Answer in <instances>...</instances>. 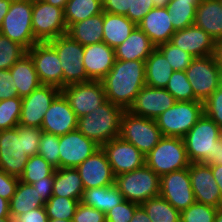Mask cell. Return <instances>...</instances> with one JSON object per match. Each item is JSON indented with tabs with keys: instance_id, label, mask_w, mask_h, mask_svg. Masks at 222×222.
Instances as JSON below:
<instances>
[{
	"instance_id": "cell-1",
	"label": "cell",
	"mask_w": 222,
	"mask_h": 222,
	"mask_svg": "<svg viewBox=\"0 0 222 222\" xmlns=\"http://www.w3.org/2000/svg\"><path fill=\"white\" fill-rule=\"evenodd\" d=\"M42 129L17 125L0 131V169L20 177L29 157L38 154Z\"/></svg>"
},
{
	"instance_id": "cell-2",
	"label": "cell",
	"mask_w": 222,
	"mask_h": 222,
	"mask_svg": "<svg viewBox=\"0 0 222 222\" xmlns=\"http://www.w3.org/2000/svg\"><path fill=\"white\" fill-rule=\"evenodd\" d=\"M101 82L107 100L128 111L137 94L146 85L145 61L115 60L112 69Z\"/></svg>"
},
{
	"instance_id": "cell-3",
	"label": "cell",
	"mask_w": 222,
	"mask_h": 222,
	"mask_svg": "<svg viewBox=\"0 0 222 222\" xmlns=\"http://www.w3.org/2000/svg\"><path fill=\"white\" fill-rule=\"evenodd\" d=\"M124 110L106 101L87 115L78 118L77 129L99 146L120 136L121 116Z\"/></svg>"
},
{
	"instance_id": "cell-4",
	"label": "cell",
	"mask_w": 222,
	"mask_h": 222,
	"mask_svg": "<svg viewBox=\"0 0 222 222\" xmlns=\"http://www.w3.org/2000/svg\"><path fill=\"white\" fill-rule=\"evenodd\" d=\"M145 164L158 176L188 168L190 161L183 138L163 136L145 155Z\"/></svg>"
},
{
	"instance_id": "cell-5",
	"label": "cell",
	"mask_w": 222,
	"mask_h": 222,
	"mask_svg": "<svg viewBox=\"0 0 222 222\" xmlns=\"http://www.w3.org/2000/svg\"><path fill=\"white\" fill-rule=\"evenodd\" d=\"M204 114L201 101H176L156 119L163 136L183 138Z\"/></svg>"
},
{
	"instance_id": "cell-6",
	"label": "cell",
	"mask_w": 222,
	"mask_h": 222,
	"mask_svg": "<svg viewBox=\"0 0 222 222\" xmlns=\"http://www.w3.org/2000/svg\"><path fill=\"white\" fill-rule=\"evenodd\" d=\"M115 185L124 200L142 204L160 195V176L146 164L131 172L115 177Z\"/></svg>"
},
{
	"instance_id": "cell-7",
	"label": "cell",
	"mask_w": 222,
	"mask_h": 222,
	"mask_svg": "<svg viewBox=\"0 0 222 222\" xmlns=\"http://www.w3.org/2000/svg\"><path fill=\"white\" fill-rule=\"evenodd\" d=\"M222 129L205 114L183 137L190 163H205L214 153Z\"/></svg>"
},
{
	"instance_id": "cell-8",
	"label": "cell",
	"mask_w": 222,
	"mask_h": 222,
	"mask_svg": "<svg viewBox=\"0 0 222 222\" xmlns=\"http://www.w3.org/2000/svg\"><path fill=\"white\" fill-rule=\"evenodd\" d=\"M33 0H12L0 34L20 44L27 51L37 43L32 30Z\"/></svg>"
},
{
	"instance_id": "cell-9",
	"label": "cell",
	"mask_w": 222,
	"mask_h": 222,
	"mask_svg": "<svg viewBox=\"0 0 222 222\" xmlns=\"http://www.w3.org/2000/svg\"><path fill=\"white\" fill-rule=\"evenodd\" d=\"M120 137L146 155L158 144L163 135L154 119L124 111L121 116Z\"/></svg>"
},
{
	"instance_id": "cell-10",
	"label": "cell",
	"mask_w": 222,
	"mask_h": 222,
	"mask_svg": "<svg viewBox=\"0 0 222 222\" xmlns=\"http://www.w3.org/2000/svg\"><path fill=\"white\" fill-rule=\"evenodd\" d=\"M55 48L63 69V88L74 83L91 81L83 65L84 46L67 33L49 41Z\"/></svg>"
},
{
	"instance_id": "cell-11",
	"label": "cell",
	"mask_w": 222,
	"mask_h": 222,
	"mask_svg": "<svg viewBox=\"0 0 222 222\" xmlns=\"http://www.w3.org/2000/svg\"><path fill=\"white\" fill-rule=\"evenodd\" d=\"M194 101L204 102L222 85V72L212 55L194 58L185 70Z\"/></svg>"
},
{
	"instance_id": "cell-12",
	"label": "cell",
	"mask_w": 222,
	"mask_h": 222,
	"mask_svg": "<svg viewBox=\"0 0 222 222\" xmlns=\"http://www.w3.org/2000/svg\"><path fill=\"white\" fill-rule=\"evenodd\" d=\"M32 30L37 42H49L67 33L64 10L44 0H33Z\"/></svg>"
},
{
	"instance_id": "cell-13",
	"label": "cell",
	"mask_w": 222,
	"mask_h": 222,
	"mask_svg": "<svg viewBox=\"0 0 222 222\" xmlns=\"http://www.w3.org/2000/svg\"><path fill=\"white\" fill-rule=\"evenodd\" d=\"M76 117L89 114L107 101L101 81L74 83L61 89Z\"/></svg>"
},
{
	"instance_id": "cell-14",
	"label": "cell",
	"mask_w": 222,
	"mask_h": 222,
	"mask_svg": "<svg viewBox=\"0 0 222 222\" xmlns=\"http://www.w3.org/2000/svg\"><path fill=\"white\" fill-rule=\"evenodd\" d=\"M42 85L63 88V69L55 48L49 42H37L28 51Z\"/></svg>"
},
{
	"instance_id": "cell-15",
	"label": "cell",
	"mask_w": 222,
	"mask_h": 222,
	"mask_svg": "<svg viewBox=\"0 0 222 222\" xmlns=\"http://www.w3.org/2000/svg\"><path fill=\"white\" fill-rule=\"evenodd\" d=\"M160 196L180 212L195 203L189 167L162 175L160 177Z\"/></svg>"
},
{
	"instance_id": "cell-16",
	"label": "cell",
	"mask_w": 222,
	"mask_h": 222,
	"mask_svg": "<svg viewBox=\"0 0 222 222\" xmlns=\"http://www.w3.org/2000/svg\"><path fill=\"white\" fill-rule=\"evenodd\" d=\"M60 93L61 89L58 87L41 85L30 95L22 97L19 125L41 128L44 114Z\"/></svg>"
},
{
	"instance_id": "cell-17",
	"label": "cell",
	"mask_w": 222,
	"mask_h": 222,
	"mask_svg": "<svg viewBox=\"0 0 222 222\" xmlns=\"http://www.w3.org/2000/svg\"><path fill=\"white\" fill-rule=\"evenodd\" d=\"M100 147L78 129L59 136V168H76Z\"/></svg>"
},
{
	"instance_id": "cell-18",
	"label": "cell",
	"mask_w": 222,
	"mask_h": 222,
	"mask_svg": "<svg viewBox=\"0 0 222 222\" xmlns=\"http://www.w3.org/2000/svg\"><path fill=\"white\" fill-rule=\"evenodd\" d=\"M114 176L131 172L145 165V155L120 136L101 146Z\"/></svg>"
},
{
	"instance_id": "cell-19",
	"label": "cell",
	"mask_w": 222,
	"mask_h": 222,
	"mask_svg": "<svg viewBox=\"0 0 222 222\" xmlns=\"http://www.w3.org/2000/svg\"><path fill=\"white\" fill-rule=\"evenodd\" d=\"M189 175L196 202L216 208L222 207L220 188L216 183L210 165L190 163Z\"/></svg>"
},
{
	"instance_id": "cell-20",
	"label": "cell",
	"mask_w": 222,
	"mask_h": 222,
	"mask_svg": "<svg viewBox=\"0 0 222 222\" xmlns=\"http://www.w3.org/2000/svg\"><path fill=\"white\" fill-rule=\"evenodd\" d=\"M175 102L174 97L165 88H153L145 85L137 94L128 111L133 115L155 120Z\"/></svg>"
},
{
	"instance_id": "cell-21",
	"label": "cell",
	"mask_w": 222,
	"mask_h": 222,
	"mask_svg": "<svg viewBox=\"0 0 222 222\" xmlns=\"http://www.w3.org/2000/svg\"><path fill=\"white\" fill-rule=\"evenodd\" d=\"M76 170L81 177L84 189L115 184V176L111 165L101 147L77 166Z\"/></svg>"
},
{
	"instance_id": "cell-22",
	"label": "cell",
	"mask_w": 222,
	"mask_h": 222,
	"mask_svg": "<svg viewBox=\"0 0 222 222\" xmlns=\"http://www.w3.org/2000/svg\"><path fill=\"white\" fill-rule=\"evenodd\" d=\"M78 118L65 96L60 93L44 114L41 129L57 136L77 129Z\"/></svg>"
},
{
	"instance_id": "cell-23",
	"label": "cell",
	"mask_w": 222,
	"mask_h": 222,
	"mask_svg": "<svg viewBox=\"0 0 222 222\" xmlns=\"http://www.w3.org/2000/svg\"><path fill=\"white\" fill-rule=\"evenodd\" d=\"M170 42L194 58L212 55L215 44V40L195 24L175 31Z\"/></svg>"
},
{
	"instance_id": "cell-24",
	"label": "cell",
	"mask_w": 222,
	"mask_h": 222,
	"mask_svg": "<svg viewBox=\"0 0 222 222\" xmlns=\"http://www.w3.org/2000/svg\"><path fill=\"white\" fill-rule=\"evenodd\" d=\"M115 50L105 42L84 46L83 65L87 77L92 81H101L115 63Z\"/></svg>"
},
{
	"instance_id": "cell-25",
	"label": "cell",
	"mask_w": 222,
	"mask_h": 222,
	"mask_svg": "<svg viewBox=\"0 0 222 222\" xmlns=\"http://www.w3.org/2000/svg\"><path fill=\"white\" fill-rule=\"evenodd\" d=\"M137 26L150 38L156 47L170 42L175 33L171 13H169L167 7L151 9Z\"/></svg>"
},
{
	"instance_id": "cell-26",
	"label": "cell",
	"mask_w": 222,
	"mask_h": 222,
	"mask_svg": "<svg viewBox=\"0 0 222 222\" xmlns=\"http://www.w3.org/2000/svg\"><path fill=\"white\" fill-rule=\"evenodd\" d=\"M156 49L150 38L136 26L124 42L114 48L116 60L145 61Z\"/></svg>"
},
{
	"instance_id": "cell-27",
	"label": "cell",
	"mask_w": 222,
	"mask_h": 222,
	"mask_svg": "<svg viewBox=\"0 0 222 222\" xmlns=\"http://www.w3.org/2000/svg\"><path fill=\"white\" fill-rule=\"evenodd\" d=\"M194 24L214 40L222 38V2L221 0H201L197 6Z\"/></svg>"
},
{
	"instance_id": "cell-28",
	"label": "cell",
	"mask_w": 222,
	"mask_h": 222,
	"mask_svg": "<svg viewBox=\"0 0 222 222\" xmlns=\"http://www.w3.org/2000/svg\"><path fill=\"white\" fill-rule=\"evenodd\" d=\"M10 71L19 97L30 95L42 85L34 68L33 61L28 54H25L18 60L10 68Z\"/></svg>"
},
{
	"instance_id": "cell-29",
	"label": "cell",
	"mask_w": 222,
	"mask_h": 222,
	"mask_svg": "<svg viewBox=\"0 0 222 222\" xmlns=\"http://www.w3.org/2000/svg\"><path fill=\"white\" fill-rule=\"evenodd\" d=\"M136 26L126 16L103 12V42L115 48L126 40Z\"/></svg>"
},
{
	"instance_id": "cell-30",
	"label": "cell",
	"mask_w": 222,
	"mask_h": 222,
	"mask_svg": "<svg viewBox=\"0 0 222 222\" xmlns=\"http://www.w3.org/2000/svg\"><path fill=\"white\" fill-rule=\"evenodd\" d=\"M122 201H124L122 193L113 184L111 186L85 189L80 202L85 206L93 207L106 213Z\"/></svg>"
},
{
	"instance_id": "cell-31",
	"label": "cell",
	"mask_w": 222,
	"mask_h": 222,
	"mask_svg": "<svg viewBox=\"0 0 222 222\" xmlns=\"http://www.w3.org/2000/svg\"><path fill=\"white\" fill-rule=\"evenodd\" d=\"M84 190L76 168L55 169L52 195L81 201Z\"/></svg>"
},
{
	"instance_id": "cell-32",
	"label": "cell",
	"mask_w": 222,
	"mask_h": 222,
	"mask_svg": "<svg viewBox=\"0 0 222 222\" xmlns=\"http://www.w3.org/2000/svg\"><path fill=\"white\" fill-rule=\"evenodd\" d=\"M173 68L165 56L156 48L145 60L146 85L153 88H165Z\"/></svg>"
},
{
	"instance_id": "cell-33",
	"label": "cell",
	"mask_w": 222,
	"mask_h": 222,
	"mask_svg": "<svg viewBox=\"0 0 222 222\" xmlns=\"http://www.w3.org/2000/svg\"><path fill=\"white\" fill-rule=\"evenodd\" d=\"M67 34L82 46L103 42V12L73 23Z\"/></svg>"
},
{
	"instance_id": "cell-34",
	"label": "cell",
	"mask_w": 222,
	"mask_h": 222,
	"mask_svg": "<svg viewBox=\"0 0 222 222\" xmlns=\"http://www.w3.org/2000/svg\"><path fill=\"white\" fill-rule=\"evenodd\" d=\"M44 206L45 202L35 190V187L19 181L15 194L9 201L10 216L14 218L27 211Z\"/></svg>"
},
{
	"instance_id": "cell-35",
	"label": "cell",
	"mask_w": 222,
	"mask_h": 222,
	"mask_svg": "<svg viewBox=\"0 0 222 222\" xmlns=\"http://www.w3.org/2000/svg\"><path fill=\"white\" fill-rule=\"evenodd\" d=\"M102 12V0H68L64 8V19L67 28H69L73 23L83 21Z\"/></svg>"
},
{
	"instance_id": "cell-36",
	"label": "cell",
	"mask_w": 222,
	"mask_h": 222,
	"mask_svg": "<svg viewBox=\"0 0 222 222\" xmlns=\"http://www.w3.org/2000/svg\"><path fill=\"white\" fill-rule=\"evenodd\" d=\"M201 1L170 0L168 10L171 13L173 28L182 30L194 24L197 6Z\"/></svg>"
},
{
	"instance_id": "cell-37",
	"label": "cell",
	"mask_w": 222,
	"mask_h": 222,
	"mask_svg": "<svg viewBox=\"0 0 222 222\" xmlns=\"http://www.w3.org/2000/svg\"><path fill=\"white\" fill-rule=\"evenodd\" d=\"M141 205L153 222H180V211L176 210L160 195L143 202Z\"/></svg>"
},
{
	"instance_id": "cell-38",
	"label": "cell",
	"mask_w": 222,
	"mask_h": 222,
	"mask_svg": "<svg viewBox=\"0 0 222 222\" xmlns=\"http://www.w3.org/2000/svg\"><path fill=\"white\" fill-rule=\"evenodd\" d=\"M54 171L55 168L51 164L36 154L29 157L19 181L32 185L36 181L45 180V177H49Z\"/></svg>"
},
{
	"instance_id": "cell-39",
	"label": "cell",
	"mask_w": 222,
	"mask_h": 222,
	"mask_svg": "<svg viewBox=\"0 0 222 222\" xmlns=\"http://www.w3.org/2000/svg\"><path fill=\"white\" fill-rule=\"evenodd\" d=\"M79 203L77 199L52 195L44 207L49 219L72 220Z\"/></svg>"
},
{
	"instance_id": "cell-40",
	"label": "cell",
	"mask_w": 222,
	"mask_h": 222,
	"mask_svg": "<svg viewBox=\"0 0 222 222\" xmlns=\"http://www.w3.org/2000/svg\"><path fill=\"white\" fill-rule=\"evenodd\" d=\"M22 97L0 100V131L11 129L19 124Z\"/></svg>"
},
{
	"instance_id": "cell-41",
	"label": "cell",
	"mask_w": 222,
	"mask_h": 222,
	"mask_svg": "<svg viewBox=\"0 0 222 222\" xmlns=\"http://www.w3.org/2000/svg\"><path fill=\"white\" fill-rule=\"evenodd\" d=\"M165 89L176 101H194V92L185 71H174Z\"/></svg>"
},
{
	"instance_id": "cell-42",
	"label": "cell",
	"mask_w": 222,
	"mask_h": 222,
	"mask_svg": "<svg viewBox=\"0 0 222 222\" xmlns=\"http://www.w3.org/2000/svg\"><path fill=\"white\" fill-rule=\"evenodd\" d=\"M25 54L23 46L0 34V69H10Z\"/></svg>"
},
{
	"instance_id": "cell-43",
	"label": "cell",
	"mask_w": 222,
	"mask_h": 222,
	"mask_svg": "<svg viewBox=\"0 0 222 222\" xmlns=\"http://www.w3.org/2000/svg\"><path fill=\"white\" fill-rule=\"evenodd\" d=\"M156 48L165 56L174 71H185L194 59L192 55L171 42L160 44Z\"/></svg>"
},
{
	"instance_id": "cell-44",
	"label": "cell",
	"mask_w": 222,
	"mask_h": 222,
	"mask_svg": "<svg viewBox=\"0 0 222 222\" xmlns=\"http://www.w3.org/2000/svg\"><path fill=\"white\" fill-rule=\"evenodd\" d=\"M218 208L195 202L180 212V222H215Z\"/></svg>"
},
{
	"instance_id": "cell-45",
	"label": "cell",
	"mask_w": 222,
	"mask_h": 222,
	"mask_svg": "<svg viewBox=\"0 0 222 222\" xmlns=\"http://www.w3.org/2000/svg\"><path fill=\"white\" fill-rule=\"evenodd\" d=\"M38 154L41 155L55 169H59V136L42 132Z\"/></svg>"
},
{
	"instance_id": "cell-46",
	"label": "cell",
	"mask_w": 222,
	"mask_h": 222,
	"mask_svg": "<svg viewBox=\"0 0 222 222\" xmlns=\"http://www.w3.org/2000/svg\"><path fill=\"white\" fill-rule=\"evenodd\" d=\"M203 103L204 114L222 129V85Z\"/></svg>"
},
{
	"instance_id": "cell-47",
	"label": "cell",
	"mask_w": 222,
	"mask_h": 222,
	"mask_svg": "<svg viewBox=\"0 0 222 222\" xmlns=\"http://www.w3.org/2000/svg\"><path fill=\"white\" fill-rule=\"evenodd\" d=\"M140 204L128 200L122 201L105 213L106 222H130L133 218L135 209Z\"/></svg>"
},
{
	"instance_id": "cell-48",
	"label": "cell",
	"mask_w": 222,
	"mask_h": 222,
	"mask_svg": "<svg viewBox=\"0 0 222 222\" xmlns=\"http://www.w3.org/2000/svg\"><path fill=\"white\" fill-rule=\"evenodd\" d=\"M72 222H106L105 213L82 204L77 205Z\"/></svg>"
},
{
	"instance_id": "cell-49",
	"label": "cell",
	"mask_w": 222,
	"mask_h": 222,
	"mask_svg": "<svg viewBox=\"0 0 222 222\" xmlns=\"http://www.w3.org/2000/svg\"><path fill=\"white\" fill-rule=\"evenodd\" d=\"M18 96V91L10 69H0V100Z\"/></svg>"
},
{
	"instance_id": "cell-50",
	"label": "cell",
	"mask_w": 222,
	"mask_h": 222,
	"mask_svg": "<svg viewBox=\"0 0 222 222\" xmlns=\"http://www.w3.org/2000/svg\"><path fill=\"white\" fill-rule=\"evenodd\" d=\"M153 8V0H133L132 12H127L126 17L137 25Z\"/></svg>"
},
{
	"instance_id": "cell-51",
	"label": "cell",
	"mask_w": 222,
	"mask_h": 222,
	"mask_svg": "<svg viewBox=\"0 0 222 222\" xmlns=\"http://www.w3.org/2000/svg\"><path fill=\"white\" fill-rule=\"evenodd\" d=\"M19 178L9 175L0 169V196L8 201L13 197Z\"/></svg>"
},
{
	"instance_id": "cell-52",
	"label": "cell",
	"mask_w": 222,
	"mask_h": 222,
	"mask_svg": "<svg viewBox=\"0 0 222 222\" xmlns=\"http://www.w3.org/2000/svg\"><path fill=\"white\" fill-rule=\"evenodd\" d=\"M103 12L126 16L132 12L133 0H102Z\"/></svg>"
},
{
	"instance_id": "cell-53",
	"label": "cell",
	"mask_w": 222,
	"mask_h": 222,
	"mask_svg": "<svg viewBox=\"0 0 222 222\" xmlns=\"http://www.w3.org/2000/svg\"><path fill=\"white\" fill-rule=\"evenodd\" d=\"M48 216L45 207H39L26 213L15 216L14 222H48Z\"/></svg>"
},
{
	"instance_id": "cell-54",
	"label": "cell",
	"mask_w": 222,
	"mask_h": 222,
	"mask_svg": "<svg viewBox=\"0 0 222 222\" xmlns=\"http://www.w3.org/2000/svg\"><path fill=\"white\" fill-rule=\"evenodd\" d=\"M53 182H54V172L49 176L45 177V180L36 181L32 185L35 190L40 194V197L44 202H47L53 193Z\"/></svg>"
},
{
	"instance_id": "cell-55",
	"label": "cell",
	"mask_w": 222,
	"mask_h": 222,
	"mask_svg": "<svg viewBox=\"0 0 222 222\" xmlns=\"http://www.w3.org/2000/svg\"><path fill=\"white\" fill-rule=\"evenodd\" d=\"M205 163L222 165V137L216 142L214 153Z\"/></svg>"
},
{
	"instance_id": "cell-56",
	"label": "cell",
	"mask_w": 222,
	"mask_h": 222,
	"mask_svg": "<svg viewBox=\"0 0 222 222\" xmlns=\"http://www.w3.org/2000/svg\"><path fill=\"white\" fill-rule=\"evenodd\" d=\"M130 222H153L149 217L142 205H139L134 212L133 218Z\"/></svg>"
},
{
	"instance_id": "cell-57",
	"label": "cell",
	"mask_w": 222,
	"mask_h": 222,
	"mask_svg": "<svg viewBox=\"0 0 222 222\" xmlns=\"http://www.w3.org/2000/svg\"><path fill=\"white\" fill-rule=\"evenodd\" d=\"M212 56L222 72V38L215 40Z\"/></svg>"
},
{
	"instance_id": "cell-58",
	"label": "cell",
	"mask_w": 222,
	"mask_h": 222,
	"mask_svg": "<svg viewBox=\"0 0 222 222\" xmlns=\"http://www.w3.org/2000/svg\"><path fill=\"white\" fill-rule=\"evenodd\" d=\"M212 170L213 176L216 180L218 187L220 188L222 196V165L208 164Z\"/></svg>"
},
{
	"instance_id": "cell-59",
	"label": "cell",
	"mask_w": 222,
	"mask_h": 222,
	"mask_svg": "<svg viewBox=\"0 0 222 222\" xmlns=\"http://www.w3.org/2000/svg\"><path fill=\"white\" fill-rule=\"evenodd\" d=\"M12 0H0V29L3 24L5 15L7 14Z\"/></svg>"
},
{
	"instance_id": "cell-60",
	"label": "cell",
	"mask_w": 222,
	"mask_h": 222,
	"mask_svg": "<svg viewBox=\"0 0 222 222\" xmlns=\"http://www.w3.org/2000/svg\"><path fill=\"white\" fill-rule=\"evenodd\" d=\"M10 217L9 201L0 196V218Z\"/></svg>"
},
{
	"instance_id": "cell-61",
	"label": "cell",
	"mask_w": 222,
	"mask_h": 222,
	"mask_svg": "<svg viewBox=\"0 0 222 222\" xmlns=\"http://www.w3.org/2000/svg\"><path fill=\"white\" fill-rule=\"evenodd\" d=\"M44 1L49 3V4H51V5H53V6L62 8L63 10L65 8V5L68 2V0H44Z\"/></svg>"
},
{
	"instance_id": "cell-62",
	"label": "cell",
	"mask_w": 222,
	"mask_h": 222,
	"mask_svg": "<svg viewBox=\"0 0 222 222\" xmlns=\"http://www.w3.org/2000/svg\"><path fill=\"white\" fill-rule=\"evenodd\" d=\"M170 0H153L154 7L156 8H166Z\"/></svg>"
},
{
	"instance_id": "cell-63",
	"label": "cell",
	"mask_w": 222,
	"mask_h": 222,
	"mask_svg": "<svg viewBox=\"0 0 222 222\" xmlns=\"http://www.w3.org/2000/svg\"><path fill=\"white\" fill-rule=\"evenodd\" d=\"M215 222H222V207L218 208Z\"/></svg>"
},
{
	"instance_id": "cell-64",
	"label": "cell",
	"mask_w": 222,
	"mask_h": 222,
	"mask_svg": "<svg viewBox=\"0 0 222 222\" xmlns=\"http://www.w3.org/2000/svg\"><path fill=\"white\" fill-rule=\"evenodd\" d=\"M48 222H72V220L48 219Z\"/></svg>"
},
{
	"instance_id": "cell-65",
	"label": "cell",
	"mask_w": 222,
	"mask_h": 222,
	"mask_svg": "<svg viewBox=\"0 0 222 222\" xmlns=\"http://www.w3.org/2000/svg\"><path fill=\"white\" fill-rule=\"evenodd\" d=\"M0 222H14V220L10 216V217H5V218H0Z\"/></svg>"
},
{
	"instance_id": "cell-66",
	"label": "cell",
	"mask_w": 222,
	"mask_h": 222,
	"mask_svg": "<svg viewBox=\"0 0 222 222\" xmlns=\"http://www.w3.org/2000/svg\"><path fill=\"white\" fill-rule=\"evenodd\" d=\"M184 1H201V0H184Z\"/></svg>"
}]
</instances>
